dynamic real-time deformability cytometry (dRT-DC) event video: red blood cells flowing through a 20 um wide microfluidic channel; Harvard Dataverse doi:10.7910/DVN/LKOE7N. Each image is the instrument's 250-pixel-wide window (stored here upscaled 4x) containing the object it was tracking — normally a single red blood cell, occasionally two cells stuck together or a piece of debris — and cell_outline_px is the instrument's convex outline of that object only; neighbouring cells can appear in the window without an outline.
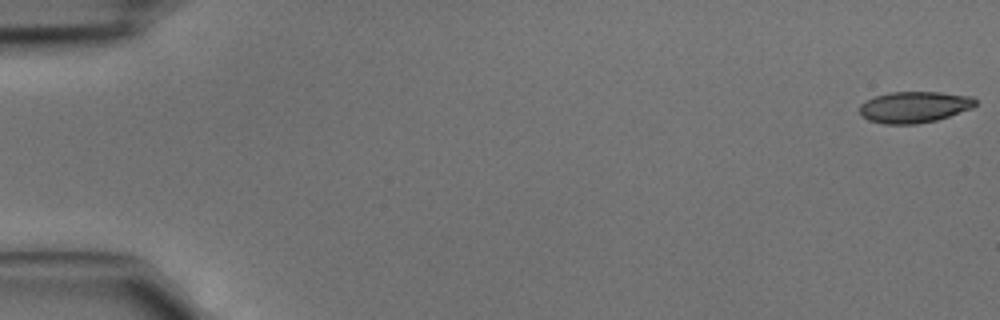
{"species": "common noctule bat (a hibernating species)", "species_latin": "Nyctalus noctula", "temperature_condition": "cold", "stored_images_in_passage": 9, "camera_frame_rate_fps": 3000, "um_per_image_px": 0.085, "animal": {"sex": "male", "body_mass_g": 15.6}, "frame": {"image": 1, "passage_image": 1, "time_ms": 0.0, "image_size_px": [1000, 320], "cell_outline_px": [[976, 104], [972, 108], [936, 120], [916, 124], [884, 124], [868, 120], [860, 116], [860, 104], [864, 100], [888, 92], [940, 92], [972, 96], [976, 100]], "centroid_in_image_um": [77.68, 9.09], "position_along_channel_um": 7.3, "area_um2": 21.21}}